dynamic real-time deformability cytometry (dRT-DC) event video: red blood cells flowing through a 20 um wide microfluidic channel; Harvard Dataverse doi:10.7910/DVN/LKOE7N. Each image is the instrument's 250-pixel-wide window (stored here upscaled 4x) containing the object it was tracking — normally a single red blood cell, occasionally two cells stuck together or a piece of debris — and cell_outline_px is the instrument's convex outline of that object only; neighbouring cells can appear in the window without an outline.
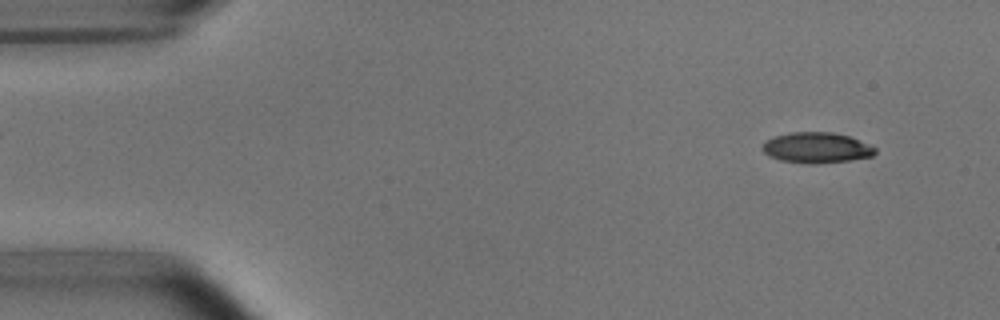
{"species": "common noctule bat (a hibernating species)", "species_latin": "Nyctalus noctula", "temperature_condition": "room temperature", "stored_images_in_passage": 51, "camera_frame_rate_fps": 3000, "um_per_image_px": 0.085, "animal": {"sex": "male", "body_mass_g": 15.6}, "frame": {"image": 1, "passage_image": 3, "time_ms": 0.667, "image_size_px": [1000, 320], "cell_outline_px": [[876, 152], [872, 156], [848, 160], [812, 164], [780, 160], [768, 156], [760, 148], [760, 144], [764, 140], [776, 136], [792, 132], [832, 132], [848, 136], [876, 148]], "centroid_in_image_um": [69.33, 12.55], "position_along_channel_um": 15.7, "area_um2": 20.0}}
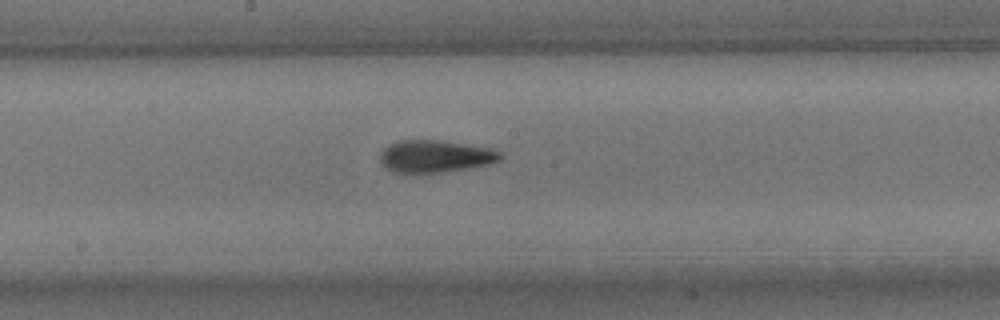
{"frame": {"image": 2, "passage_image": 26, "time_ms": 8.333, "image_size_px": [1000, 320], "cell_outline_px": [[504, 156], [500, 160], [488, 164], [444, 172], [392, 172], [384, 168], [380, 160], [380, 152], [388, 144], [396, 140], [444, 140], [492, 148], [500, 152]], "centroid_in_image_um": [36.98, 13.26], "position_along_channel_um": 211.2, "area_um2": 22.83}}
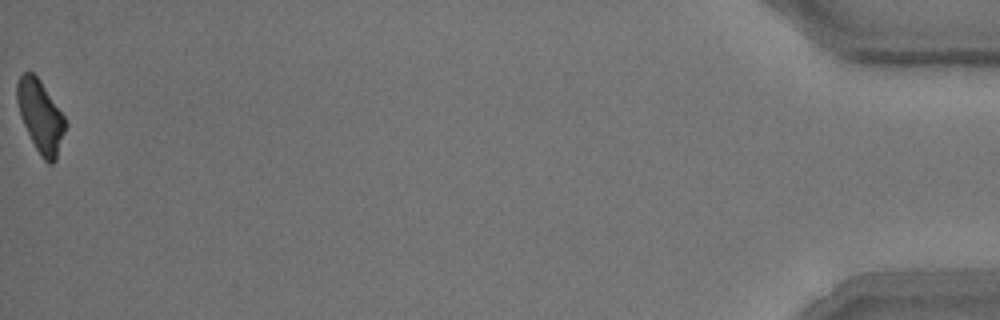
{"frame": {"image": 3, "passage_image": 51, "time_ms": 16.667, "image_size_px": [1000, 320], "cell_outline_px": [[68, 124], [56, 160], [52, 164], [48, 164], [40, 156], [20, 116], [16, 100], [16, 84], [20, 76], [24, 72], [32, 72], [40, 80], [64, 116]], "centroid_in_image_um": [3.45, 9.9], "position_along_channel_um": 431.7, "area_um2": 20.29}, "authors_computed_cell_mechanics": {"area_um2": 21.3282, "velocity_mm_per_s": 3.8133, "shape_relaxation_time_tau1_ms": 3.6355, "shape_relaxation_time_tau2_ms": 1.7115, "deformation_change_tau1": 0.1434, "deformation_change_tau2": 0.0889}}